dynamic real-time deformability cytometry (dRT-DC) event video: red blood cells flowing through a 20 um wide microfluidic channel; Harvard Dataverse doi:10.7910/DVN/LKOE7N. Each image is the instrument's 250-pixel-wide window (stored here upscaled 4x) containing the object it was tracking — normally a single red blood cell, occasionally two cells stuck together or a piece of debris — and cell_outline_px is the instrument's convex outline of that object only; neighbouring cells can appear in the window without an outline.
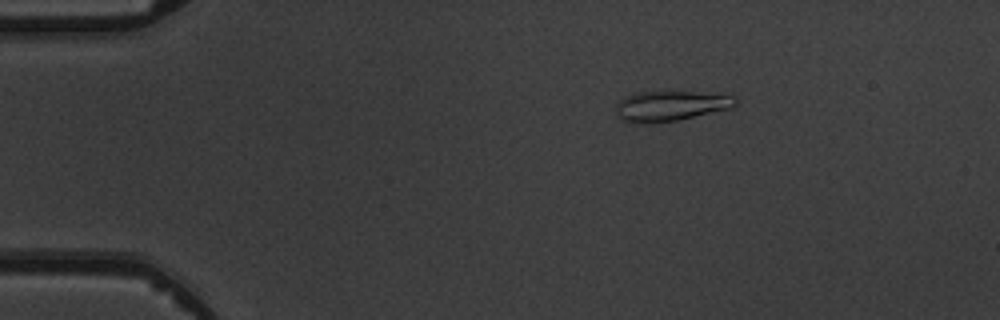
{"species": "common noctule bat (a hibernating species)", "species_latin": "Nyctalus noctula", "temperature_condition": "warm", "stored_images_in_passage": 5, "camera_frame_rate_fps": 3000, "um_per_image_px": 0.085, "animal": {"sex": "male", "body_mass_g": 19.5, "forearm_length_mm": 54.6}, "frame": {"image": 1, "passage_image": 3, "time_ms": 2.333, "image_size_px": [1000, 320], "cell_outline_px": [[736, 104], [732, 108], [676, 120], [644, 124], [620, 120], [616, 116], [616, 104], [620, 100], [636, 92], [696, 92], [732, 96], [736, 100]], "centroid_in_image_um": [56.94, 9.01], "position_along_channel_um": 28.1, "area_um2": 20.75}}